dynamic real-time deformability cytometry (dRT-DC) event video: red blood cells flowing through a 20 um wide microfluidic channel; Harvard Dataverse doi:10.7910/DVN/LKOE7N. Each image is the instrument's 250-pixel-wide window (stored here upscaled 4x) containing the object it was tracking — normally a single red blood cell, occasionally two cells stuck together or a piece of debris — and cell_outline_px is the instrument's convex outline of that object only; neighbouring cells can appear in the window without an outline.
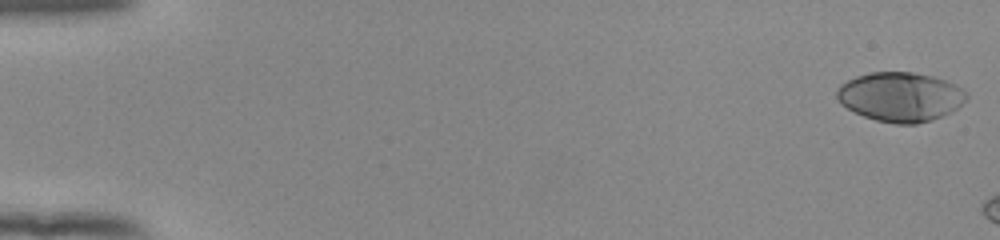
{"species": "human", "species_latin": "Homo sapiens", "temperature_condition": "room temperature", "stored_images_in_passage": 9, "camera_frame_rate_fps": 3000, "um_per_image_px": 0.085, "donor": {"sex": "female"}, "frame": {"image": 1, "passage_image": 1, "time_ms": 0.0, "image_size_px": [1000, 240], "cell_outline_px": [[968, 96], [956, 108], [932, 120], [916, 124], [896, 124], [876, 120], [864, 116], [840, 104], [836, 96], [836, 88], [840, 84], [856, 76], [868, 72], [912, 72], [932, 76], [956, 84]], "centroid_in_image_um": [76.48, 8.22], "position_along_channel_um": 8.5, "area_um2": 37.05}}